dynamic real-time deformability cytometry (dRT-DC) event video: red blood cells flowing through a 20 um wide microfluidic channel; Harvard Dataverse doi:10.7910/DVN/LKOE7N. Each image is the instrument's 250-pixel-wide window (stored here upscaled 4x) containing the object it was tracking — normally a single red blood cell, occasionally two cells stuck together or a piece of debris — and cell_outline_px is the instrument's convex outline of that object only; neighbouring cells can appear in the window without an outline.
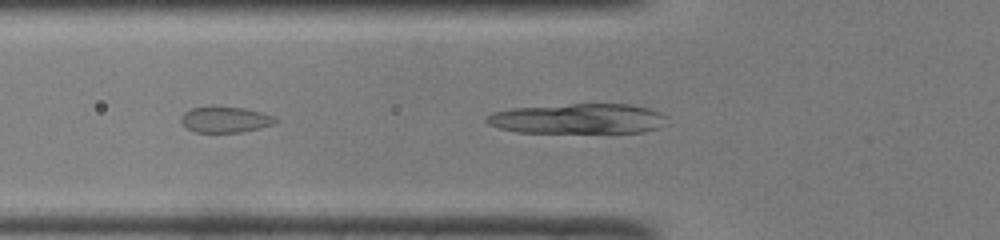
{"species": "common noctule bat (a hibernating species)", "species_latin": "Nyctalus noctula", "temperature_condition": "room temperature", "stored_images_in_passage": 7, "segment_of_instrument_passage": [2, 2], "camera_frame_rate_fps": 3000, "um_per_image_px": 0.085, "animal": {"sex": "male", "body_mass_g": 19.0, "forearm_length_mm": 50.8}, "frame": {"image": 1, "passage_image": 5, "time_ms": 1.333, "image_size_px": [1000, 240], "cell_outline_px": [[280, 120], [276, 124], [260, 128], [240, 132], [196, 132], [188, 128], [180, 120], [180, 116], [184, 112], [192, 108], [244, 108], [260, 112], [272, 116]], "centroid_in_image_um": [19.18, 10.19], "position_along_channel_um": 106.6, "area_um2": 13.87}}